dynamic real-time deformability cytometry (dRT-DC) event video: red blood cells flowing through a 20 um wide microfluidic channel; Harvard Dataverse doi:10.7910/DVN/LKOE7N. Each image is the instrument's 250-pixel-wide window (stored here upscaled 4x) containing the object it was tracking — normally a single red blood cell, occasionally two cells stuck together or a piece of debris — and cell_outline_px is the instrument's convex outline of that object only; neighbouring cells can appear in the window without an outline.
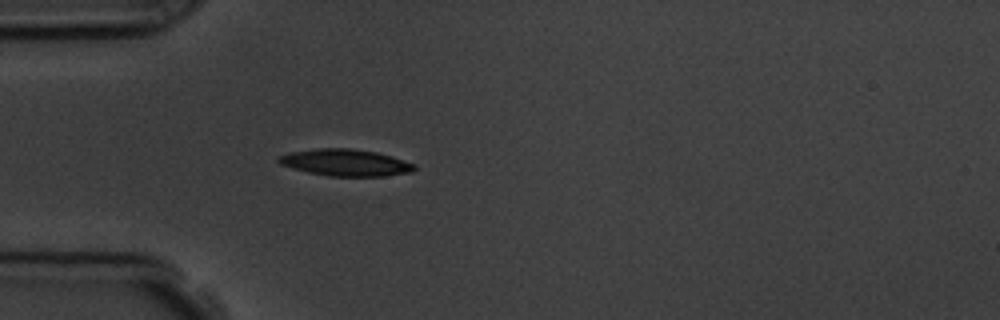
{"species": "common noctule bat (a hibernating species)", "species_latin": "Nyctalus noctula", "temperature_condition": "room temperature", "stored_images_in_passage": 3, "camera_frame_rate_fps": 3000, "um_per_image_px": 0.085, "animal": {"sex": "male", "body_mass_g": 19.5, "forearm_length_mm": 54.6}, "frame": {"image": 1, "passage_image": 3, "time_ms": 3.333, "image_size_px": [1000, 320], "cell_outline_px": [[416, 168], [412, 172], [384, 176], [328, 176], [308, 172], [292, 168], [280, 164], [276, 160], [280, 156], [288, 152], [316, 148], [352, 148], [376, 152], [392, 156], [416, 164]], "centroid_in_image_um": [29.37, 13.81], "position_along_channel_um": 55.6, "area_um2": 21.33}}